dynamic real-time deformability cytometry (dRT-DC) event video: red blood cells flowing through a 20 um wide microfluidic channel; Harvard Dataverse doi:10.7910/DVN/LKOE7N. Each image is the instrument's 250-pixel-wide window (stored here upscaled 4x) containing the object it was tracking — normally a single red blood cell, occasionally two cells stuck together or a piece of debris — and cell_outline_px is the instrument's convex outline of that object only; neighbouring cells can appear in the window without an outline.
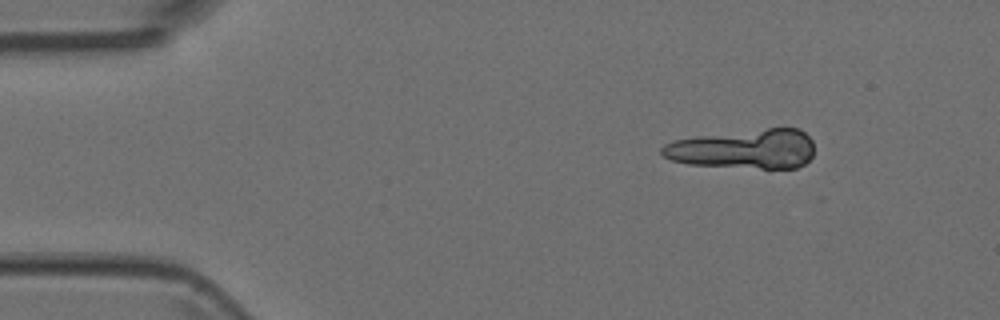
{"species": "Egyptian fruit bat (a non-hibernating species)", "species_latin": "Rousettus aegyptiacus", "temperature_condition": "room temperature", "stored_images_in_passage": 4, "camera_frame_rate_fps": 3000, "um_per_image_px": 0.085, "animal": {"sex": "female"}, "frame": {"image": 1, "passage_image": 4, "time_ms": 1.0, "image_size_px": [1000, 320], "cell_outline_px": [[812, 156], [804, 164], [796, 168], [768, 172], [688, 164], [672, 160], [664, 156], [660, 152], [660, 148], [664, 144], [676, 140], [696, 136], [768, 128], [800, 128], [812, 140]], "centroid_in_image_um": [63.27, 12.73], "position_along_channel_um": 21.7, "area_um2": 36.3}}